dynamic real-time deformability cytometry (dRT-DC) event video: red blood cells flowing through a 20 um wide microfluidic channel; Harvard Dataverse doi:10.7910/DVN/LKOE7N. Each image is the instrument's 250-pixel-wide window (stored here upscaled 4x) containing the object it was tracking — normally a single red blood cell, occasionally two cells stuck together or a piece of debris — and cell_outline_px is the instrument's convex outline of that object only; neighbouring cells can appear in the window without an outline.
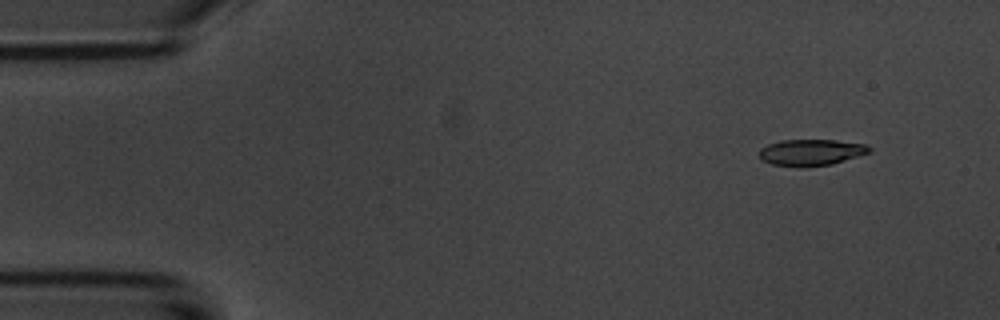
{"species": "common noctule bat (a hibernating species)", "species_latin": "Nyctalus noctula", "temperature_condition": "room temperature", "stored_images_in_passage": 3, "camera_frame_rate_fps": 3000, "um_per_image_px": 0.085, "animal": {"sex": "male", "body_mass_g": 20.1, "forearm_length_mm": 53.5}, "frame": {"image": 1, "passage_image": 1, "time_ms": 0.0, "image_size_px": [1000, 320], "cell_outline_px": [[872, 152], [832, 164], [804, 168], [800, 168], [772, 164], [760, 160], [760, 148], [768, 144], [780, 140], [836, 140], [868, 144], [872, 148]], "centroid_in_image_um": [68.96, 12.96], "position_along_channel_um": 16.0, "area_um2": 17.28}}